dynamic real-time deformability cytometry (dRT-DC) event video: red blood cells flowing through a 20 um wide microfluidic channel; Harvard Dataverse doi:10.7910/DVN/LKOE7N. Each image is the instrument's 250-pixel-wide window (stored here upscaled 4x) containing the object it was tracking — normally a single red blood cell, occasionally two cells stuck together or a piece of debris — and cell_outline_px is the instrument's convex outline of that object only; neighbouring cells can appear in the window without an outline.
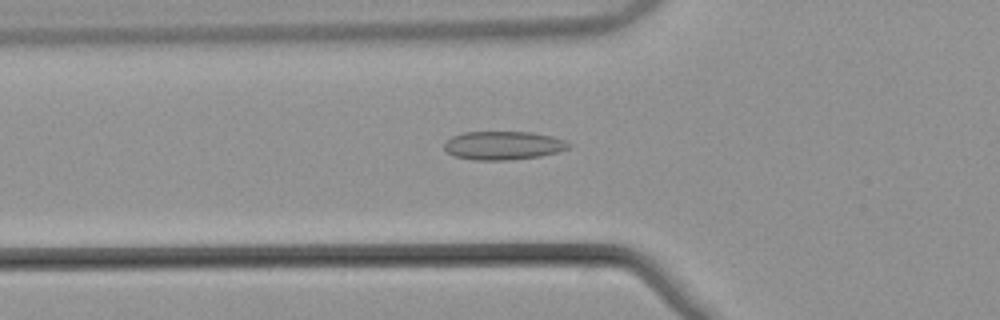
{"species": "common noctule bat (a hibernating species)", "species_latin": "Nyctalus noctula", "temperature_condition": "warm", "stored_images_in_passage": 40, "camera_frame_rate_fps": 3000, "um_per_image_px": 0.085, "animal": {"sex": "male", "body_mass_g": 21.5, "forearm_length_mm": 52.0}, "frame": {"image": 1, "passage_image": 6, "time_ms": 1.667, "image_size_px": [1000, 320], "cell_outline_px": [[572, 144], [568, 148], [560, 152], [540, 156], [508, 160], [472, 160], [456, 156], [448, 152], [444, 148], [444, 144], [452, 136], [464, 132], [532, 132], [552, 136], [564, 140]], "centroid_in_image_um": [42.8, 12.36], "position_along_channel_um": 83.0, "area_um2": 20.69}}
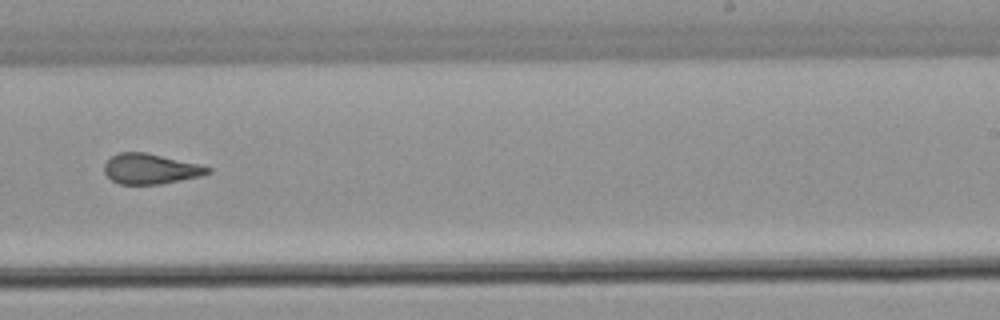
{"frame": {"image": 2, "passage_image": 21, "time_ms": 6.667, "image_size_px": [1000, 320], "cell_outline_px": [[212, 172], [200, 176], [160, 184], [120, 184], [112, 180], [104, 172], [104, 164], [112, 156], [120, 152], [144, 152], [200, 164], [212, 168]], "centroid_in_image_um": [12.8, 14.35], "position_along_channel_um": 276.2, "area_um2": 18.15}}
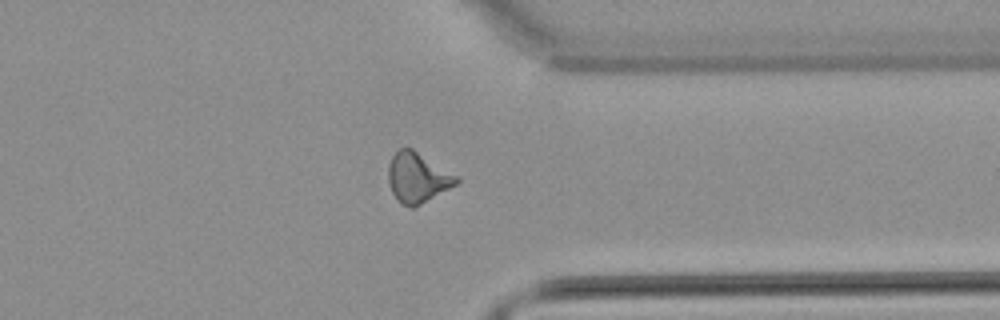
{"frame": {"image": 3, "passage_image": 29, "time_ms": 9.333, "image_size_px": [1000, 320], "cell_outline_px": [[460, 180], [456, 184], [420, 204], [412, 208], [400, 204], [392, 192], [388, 180], [388, 168], [392, 156], [400, 148], [412, 148], [460, 176]], "centroid_in_image_um": [35.5, 15.08], "position_along_channel_um": 375.9, "area_um2": 19.83}, "authors_computed_cell_mechanics": {"area_um2": 18.9873, "velocity_mm_per_s": 3.8596, "shape_relaxation_time_tau1_ms": null, "shape_relaxation_time_tau2_ms": 1.705, "deformation_change_tau1": null, "deformation_change_tau2": 0.0858}}